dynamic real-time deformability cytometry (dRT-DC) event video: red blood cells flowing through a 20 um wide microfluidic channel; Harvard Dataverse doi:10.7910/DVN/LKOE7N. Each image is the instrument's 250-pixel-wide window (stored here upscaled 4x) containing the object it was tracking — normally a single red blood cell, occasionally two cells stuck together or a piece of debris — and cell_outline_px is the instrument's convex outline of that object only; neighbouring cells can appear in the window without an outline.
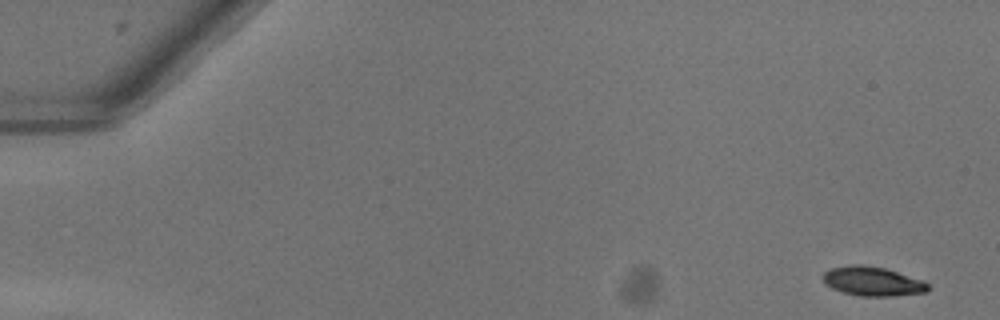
{"species": "common noctule bat (a hibernating species)", "species_latin": "Nyctalus noctula", "temperature_condition": "warm", "stored_images_in_passage": 51, "camera_frame_rate_fps": 3000, "um_per_image_px": 0.085, "animal": {"sex": "female"}, "frame": {"image": 1, "passage_image": 1, "time_ms": 0.0, "image_size_px": [1000, 320], "cell_outline_px": [[928, 292], [888, 296], [860, 296], [844, 292], [832, 288], [824, 284], [820, 276], [824, 272], [832, 268], [848, 264], [864, 264], [884, 268], [924, 280], [928, 284]], "centroid_in_image_um": [74.13, 23.9], "position_along_channel_um": 10.9, "area_um2": 18.03}}
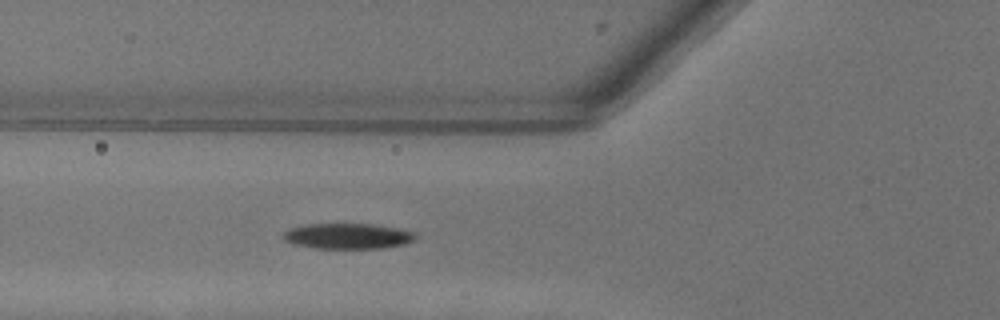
{"frame": {"image": 2, "passage_image": 19, "time_ms": 6.0, "image_size_px": [1000, 320], "cell_outline_px": [[416, 240], [404, 244], [380, 248], [316, 248], [292, 244], [284, 240], [284, 232], [288, 228], [304, 224], [372, 224], [400, 228], [412, 232], [416, 236]], "centroid_in_image_um": [29.54, 20.06], "position_along_channel_um": 96.3, "area_um2": 19.71}}
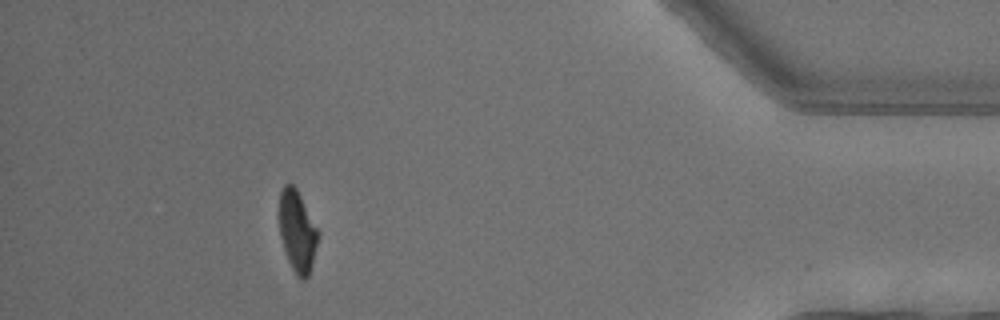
{"frame": {"image": 3, "passage_image": 46, "time_ms": 15.0, "image_size_px": [1000, 320], "cell_outline_px": [[316, 244], [312, 264], [308, 276], [304, 280], [300, 280], [296, 276], [288, 260], [280, 236], [280, 192], [284, 184], [292, 184], [296, 188], [316, 228]], "centroid_in_image_um": [25.23, 19.69], "position_along_channel_um": 410.0, "area_um2": 17.63}, "authors_computed_cell_mechanics": {"area_um2": 19.652, "velocity_mm_per_s": 4.0554, "shape_relaxation_time_tau1_ms": 3.168, "shape_relaxation_time_tau2_ms": null, "deformation_change_tau1": 0.1612, "deformation_change_tau2": null}}